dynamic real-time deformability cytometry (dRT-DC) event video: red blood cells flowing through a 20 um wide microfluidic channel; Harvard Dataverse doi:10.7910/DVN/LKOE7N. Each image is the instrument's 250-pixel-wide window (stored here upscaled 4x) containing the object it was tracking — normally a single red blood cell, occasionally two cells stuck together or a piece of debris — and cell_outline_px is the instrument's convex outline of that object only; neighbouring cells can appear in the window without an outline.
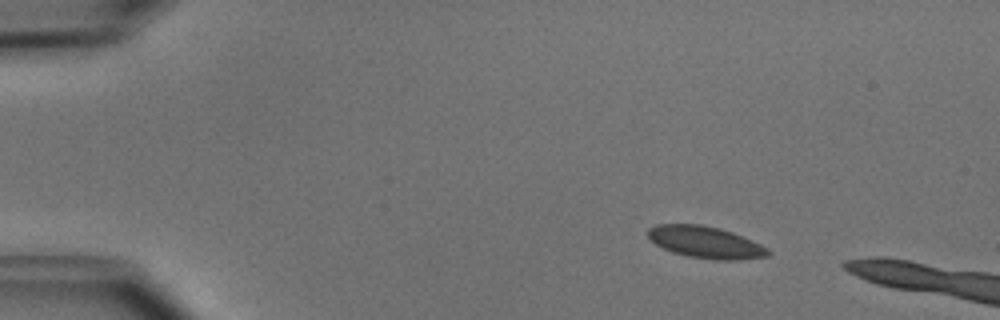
{"species": "common noctule bat (a hibernating species)", "species_latin": "Nyctalus noctula", "temperature_condition": "cold", "stored_images_in_passage": 5, "camera_frame_rate_fps": 3000, "um_per_image_px": 0.085, "animal": {"sex": "male", "body_mass_g": 15.6}, "frame": {"image": 1, "passage_image": 1, "time_ms": 0.0, "image_size_px": [1000, 320], "cell_outline_px": [[772, 252], [768, 256], [736, 260], [716, 260], [688, 256], [672, 252], [648, 240], [648, 228], [656, 224], [700, 224], [720, 228], [732, 232], [752, 240], [768, 248]], "centroid_in_image_um": [59.96, 20.58], "position_along_channel_um": 25.0, "area_um2": 22.37}}